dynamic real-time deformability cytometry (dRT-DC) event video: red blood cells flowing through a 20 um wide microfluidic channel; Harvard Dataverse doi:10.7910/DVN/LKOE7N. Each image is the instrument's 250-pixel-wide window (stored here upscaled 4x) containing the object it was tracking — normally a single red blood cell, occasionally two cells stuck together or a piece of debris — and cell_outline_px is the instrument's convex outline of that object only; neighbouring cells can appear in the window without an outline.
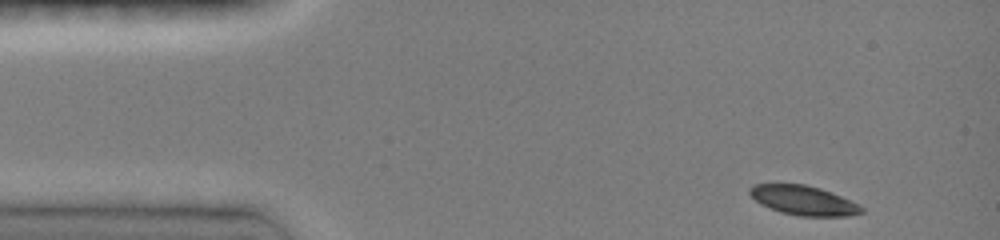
{"species": "common noctule bat (a hibernating species)", "species_latin": "Nyctalus noctula", "temperature_condition": "room temperature", "stored_images_in_passage": 9, "camera_frame_rate_fps": 3000, "um_per_image_px": 0.085, "animal": {"sex": "female", "body_mass_g": 19.0, "forearm_length_mm": 51.5}, "frame": {"image": 1, "passage_image": 1, "time_ms": 0.0, "image_size_px": [1000, 240], "cell_outline_px": [[864, 212], [848, 216], [796, 216], [780, 212], [760, 204], [748, 192], [748, 188], [752, 184], [804, 184], [820, 188], [860, 204], [864, 208]], "centroid_in_image_um": [68.29, 17.04], "position_along_channel_um": 16.7, "area_um2": 19.25}}
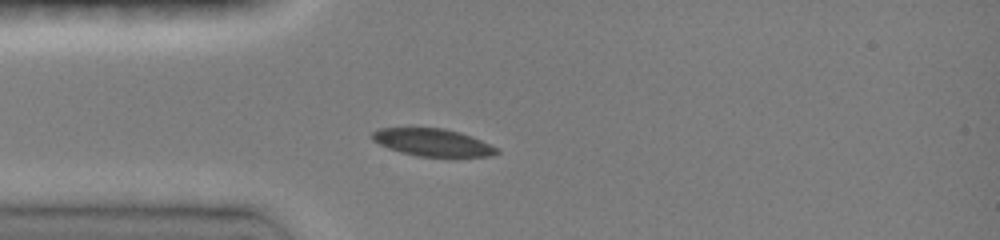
{"frame": {"image": 2, "passage_image": 7, "time_ms": 2.667, "image_size_px": [1000, 240], "cell_outline_px": [[500, 152], [492, 156], [416, 156], [400, 152], [388, 148], [372, 140], [368, 136], [372, 132], [380, 128], [444, 128], [460, 132], [500, 148]], "centroid_in_image_um": [36.75, 12.1], "position_along_channel_um": 48.2, "area_um2": 19.94}}